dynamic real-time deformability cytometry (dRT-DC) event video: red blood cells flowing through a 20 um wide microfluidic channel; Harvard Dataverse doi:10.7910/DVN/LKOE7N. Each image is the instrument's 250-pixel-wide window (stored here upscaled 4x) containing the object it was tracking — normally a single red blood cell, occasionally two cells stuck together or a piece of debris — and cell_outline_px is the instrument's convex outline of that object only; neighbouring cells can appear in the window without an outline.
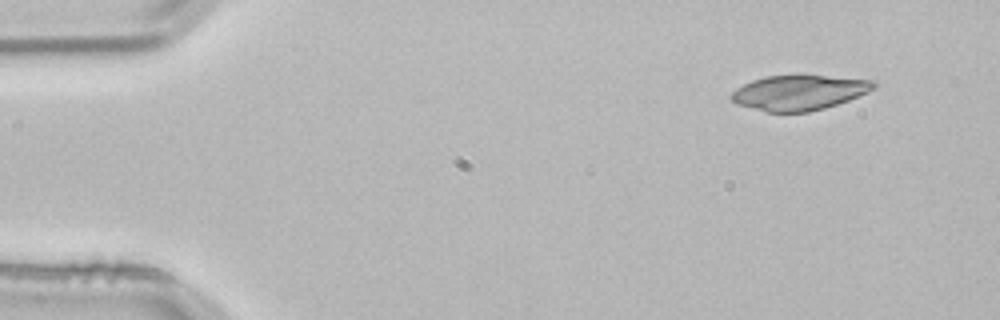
{"species": "common noctule bat (a hibernating species)", "species_latin": "Nyctalus noctula", "temperature_condition": "room temperature", "stored_images_in_passage": 4, "camera_frame_rate_fps": 3000, "um_per_image_px": 0.085, "animal": {"sex": "male", "body_mass_g": 21.5, "forearm_length_mm": 52.0}, "frame": {"image": 1, "passage_image": 1, "time_ms": 0.0, "image_size_px": [1000, 320], "cell_outline_px": [[876, 84], [868, 92], [848, 100], [824, 108], [808, 112], [768, 112], [736, 104], [728, 96], [736, 88], [752, 80], [764, 76], [796, 72], [800, 72], [876, 80]], "centroid_in_image_um": [67.91, 7.81], "position_along_channel_um": 17.1, "area_um2": 30.11}}